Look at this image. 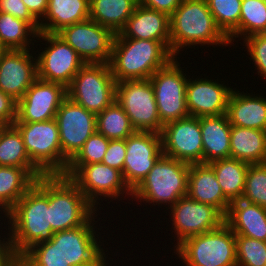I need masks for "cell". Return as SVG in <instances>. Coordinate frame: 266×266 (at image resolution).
I'll return each mask as SVG.
<instances>
[{
    "label": "cell",
    "instance_id": "d590c367",
    "mask_svg": "<svg viewBox=\"0 0 266 266\" xmlns=\"http://www.w3.org/2000/svg\"><path fill=\"white\" fill-rule=\"evenodd\" d=\"M257 33H266V6L264 0H242L239 40Z\"/></svg>",
    "mask_w": 266,
    "mask_h": 266
},
{
    "label": "cell",
    "instance_id": "e0dca14e",
    "mask_svg": "<svg viewBox=\"0 0 266 266\" xmlns=\"http://www.w3.org/2000/svg\"><path fill=\"white\" fill-rule=\"evenodd\" d=\"M123 178L133 191L148 175L162 151V137L156 132L136 131L125 139Z\"/></svg>",
    "mask_w": 266,
    "mask_h": 266
},
{
    "label": "cell",
    "instance_id": "7c38bea8",
    "mask_svg": "<svg viewBox=\"0 0 266 266\" xmlns=\"http://www.w3.org/2000/svg\"><path fill=\"white\" fill-rule=\"evenodd\" d=\"M115 101L124 109L136 131L161 134L163 125L150 79L116 82Z\"/></svg>",
    "mask_w": 266,
    "mask_h": 266
},
{
    "label": "cell",
    "instance_id": "5b68a950",
    "mask_svg": "<svg viewBox=\"0 0 266 266\" xmlns=\"http://www.w3.org/2000/svg\"><path fill=\"white\" fill-rule=\"evenodd\" d=\"M48 208L54 232L82 226L99 212L63 174L48 175Z\"/></svg>",
    "mask_w": 266,
    "mask_h": 266
},
{
    "label": "cell",
    "instance_id": "52a82bcc",
    "mask_svg": "<svg viewBox=\"0 0 266 266\" xmlns=\"http://www.w3.org/2000/svg\"><path fill=\"white\" fill-rule=\"evenodd\" d=\"M115 88L108 63H87L67 87V97L98 115L115 101Z\"/></svg>",
    "mask_w": 266,
    "mask_h": 266
},
{
    "label": "cell",
    "instance_id": "74e56055",
    "mask_svg": "<svg viewBox=\"0 0 266 266\" xmlns=\"http://www.w3.org/2000/svg\"><path fill=\"white\" fill-rule=\"evenodd\" d=\"M241 199L266 208V162L249 164Z\"/></svg>",
    "mask_w": 266,
    "mask_h": 266
},
{
    "label": "cell",
    "instance_id": "9a60e30c",
    "mask_svg": "<svg viewBox=\"0 0 266 266\" xmlns=\"http://www.w3.org/2000/svg\"><path fill=\"white\" fill-rule=\"evenodd\" d=\"M172 233L177 240L176 248L185 239L207 233L219 228L224 223V215L213 205L197 202L188 195L181 197L169 207ZM176 237V238H175Z\"/></svg>",
    "mask_w": 266,
    "mask_h": 266
},
{
    "label": "cell",
    "instance_id": "1f68e13d",
    "mask_svg": "<svg viewBox=\"0 0 266 266\" xmlns=\"http://www.w3.org/2000/svg\"><path fill=\"white\" fill-rule=\"evenodd\" d=\"M0 166L39 169L30 160L21 133L14 125L0 126Z\"/></svg>",
    "mask_w": 266,
    "mask_h": 266
},
{
    "label": "cell",
    "instance_id": "484cf974",
    "mask_svg": "<svg viewBox=\"0 0 266 266\" xmlns=\"http://www.w3.org/2000/svg\"><path fill=\"white\" fill-rule=\"evenodd\" d=\"M203 163L230 157L231 124L226 114L200 117Z\"/></svg>",
    "mask_w": 266,
    "mask_h": 266
},
{
    "label": "cell",
    "instance_id": "ac0fdd59",
    "mask_svg": "<svg viewBox=\"0 0 266 266\" xmlns=\"http://www.w3.org/2000/svg\"><path fill=\"white\" fill-rule=\"evenodd\" d=\"M163 154L189 164L203 163L200 117L188 116L163 126Z\"/></svg>",
    "mask_w": 266,
    "mask_h": 266
},
{
    "label": "cell",
    "instance_id": "f35d334b",
    "mask_svg": "<svg viewBox=\"0 0 266 266\" xmlns=\"http://www.w3.org/2000/svg\"><path fill=\"white\" fill-rule=\"evenodd\" d=\"M237 266H266V241L236 235Z\"/></svg>",
    "mask_w": 266,
    "mask_h": 266
},
{
    "label": "cell",
    "instance_id": "7bdbcfd3",
    "mask_svg": "<svg viewBox=\"0 0 266 266\" xmlns=\"http://www.w3.org/2000/svg\"><path fill=\"white\" fill-rule=\"evenodd\" d=\"M126 157L125 139L110 140L102 163L123 173Z\"/></svg>",
    "mask_w": 266,
    "mask_h": 266
},
{
    "label": "cell",
    "instance_id": "f6af8a7d",
    "mask_svg": "<svg viewBox=\"0 0 266 266\" xmlns=\"http://www.w3.org/2000/svg\"><path fill=\"white\" fill-rule=\"evenodd\" d=\"M6 235L7 237L4 235V238L0 235V266H20L19 256L14 252L10 233L6 232Z\"/></svg>",
    "mask_w": 266,
    "mask_h": 266
},
{
    "label": "cell",
    "instance_id": "2e32d148",
    "mask_svg": "<svg viewBox=\"0 0 266 266\" xmlns=\"http://www.w3.org/2000/svg\"><path fill=\"white\" fill-rule=\"evenodd\" d=\"M87 63H110L115 33L88 19L57 33Z\"/></svg>",
    "mask_w": 266,
    "mask_h": 266
},
{
    "label": "cell",
    "instance_id": "603a6c76",
    "mask_svg": "<svg viewBox=\"0 0 266 266\" xmlns=\"http://www.w3.org/2000/svg\"><path fill=\"white\" fill-rule=\"evenodd\" d=\"M187 195L197 202L213 205L224 216L231 204L224 196L215 172L209 163L190 164Z\"/></svg>",
    "mask_w": 266,
    "mask_h": 266
},
{
    "label": "cell",
    "instance_id": "8d00e7d4",
    "mask_svg": "<svg viewBox=\"0 0 266 266\" xmlns=\"http://www.w3.org/2000/svg\"><path fill=\"white\" fill-rule=\"evenodd\" d=\"M19 261L20 266H70L61 258L59 247L50 238L32 245Z\"/></svg>",
    "mask_w": 266,
    "mask_h": 266
},
{
    "label": "cell",
    "instance_id": "60d3db41",
    "mask_svg": "<svg viewBox=\"0 0 266 266\" xmlns=\"http://www.w3.org/2000/svg\"><path fill=\"white\" fill-rule=\"evenodd\" d=\"M249 59L253 61L260 77L266 79V33H257L243 39Z\"/></svg>",
    "mask_w": 266,
    "mask_h": 266
},
{
    "label": "cell",
    "instance_id": "7402d4cb",
    "mask_svg": "<svg viewBox=\"0 0 266 266\" xmlns=\"http://www.w3.org/2000/svg\"><path fill=\"white\" fill-rule=\"evenodd\" d=\"M124 38L160 41L170 51V16L138 4L125 27Z\"/></svg>",
    "mask_w": 266,
    "mask_h": 266
},
{
    "label": "cell",
    "instance_id": "f546056e",
    "mask_svg": "<svg viewBox=\"0 0 266 266\" xmlns=\"http://www.w3.org/2000/svg\"><path fill=\"white\" fill-rule=\"evenodd\" d=\"M138 5V0H90L89 19L119 33Z\"/></svg>",
    "mask_w": 266,
    "mask_h": 266
},
{
    "label": "cell",
    "instance_id": "30bf717a",
    "mask_svg": "<svg viewBox=\"0 0 266 266\" xmlns=\"http://www.w3.org/2000/svg\"><path fill=\"white\" fill-rule=\"evenodd\" d=\"M172 58L164 67L155 71L149 78L154 90L157 111L161 124L190 116L186 104L187 74L177 61ZM183 70V71H182Z\"/></svg>",
    "mask_w": 266,
    "mask_h": 266
},
{
    "label": "cell",
    "instance_id": "d6a6232c",
    "mask_svg": "<svg viewBox=\"0 0 266 266\" xmlns=\"http://www.w3.org/2000/svg\"><path fill=\"white\" fill-rule=\"evenodd\" d=\"M37 35L38 32L29 23L0 12V41L8 50L35 49L34 43L39 42L35 40Z\"/></svg>",
    "mask_w": 266,
    "mask_h": 266
},
{
    "label": "cell",
    "instance_id": "83f0119b",
    "mask_svg": "<svg viewBox=\"0 0 266 266\" xmlns=\"http://www.w3.org/2000/svg\"><path fill=\"white\" fill-rule=\"evenodd\" d=\"M90 0H48L40 32L57 34L63 28L89 19Z\"/></svg>",
    "mask_w": 266,
    "mask_h": 266
},
{
    "label": "cell",
    "instance_id": "277c9868",
    "mask_svg": "<svg viewBox=\"0 0 266 266\" xmlns=\"http://www.w3.org/2000/svg\"><path fill=\"white\" fill-rule=\"evenodd\" d=\"M189 167V163L162 154L145 179L132 191V199L153 203V206L164 204L169 209L188 194Z\"/></svg>",
    "mask_w": 266,
    "mask_h": 266
},
{
    "label": "cell",
    "instance_id": "7a4b0ae2",
    "mask_svg": "<svg viewBox=\"0 0 266 266\" xmlns=\"http://www.w3.org/2000/svg\"><path fill=\"white\" fill-rule=\"evenodd\" d=\"M228 44L229 39L217 26L206 0H182L170 16V52L174 57L181 55L184 47Z\"/></svg>",
    "mask_w": 266,
    "mask_h": 266
},
{
    "label": "cell",
    "instance_id": "e575fe53",
    "mask_svg": "<svg viewBox=\"0 0 266 266\" xmlns=\"http://www.w3.org/2000/svg\"><path fill=\"white\" fill-rule=\"evenodd\" d=\"M217 26L228 37L230 46L239 38L242 0H206Z\"/></svg>",
    "mask_w": 266,
    "mask_h": 266
},
{
    "label": "cell",
    "instance_id": "7dc6e473",
    "mask_svg": "<svg viewBox=\"0 0 266 266\" xmlns=\"http://www.w3.org/2000/svg\"><path fill=\"white\" fill-rule=\"evenodd\" d=\"M31 14L40 21L47 10L48 0H22Z\"/></svg>",
    "mask_w": 266,
    "mask_h": 266
},
{
    "label": "cell",
    "instance_id": "d6986e66",
    "mask_svg": "<svg viewBox=\"0 0 266 266\" xmlns=\"http://www.w3.org/2000/svg\"><path fill=\"white\" fill-rule=\"evenodd\" d=\"M67 97V88L60 83L37 78L17 102L15 122H44L54 119Z\"/></svg>",
    "mask_w": 266,
    "mask_h": 266
},
{
    "label": "cell",
    "instance_id": "4316f807",
    "mask_svg": "<svg viewBox=\"0 0 266 266\" xmlns=\"http://www.w3.org/2000/svg\"><path fill=\"white\" fill-rule=\"evenodd\" d=\"M43 175L40 169L0 166L1 214L5 216Z\"/></svg>",
    "mask_w": 266,
    "mask_h": 266
},
{
    "label": "cell",
    "instance_id": "cb8c5ba5",
    "mask_svg": "<svg viewBox=\"0 0 266 266\" xmlns=\"http://www.w3.org/2000/svg\"><path fill=\"white\" fill-rule=\"evenodd\" d=\"M233 90L227 103L229 123L233 126L266 131V97Z\"/></svg>",
    "mask_w": 266,
    "mask_h": 266
},
{
    "label": "cell",
    "instance_id": "836d02e7",
    "mask_svg": "<svg viewBox=\"0 0 266 266\" xmlns=\"http://www.w3.org/2000/svg\"><path fill=\"white\" fill-rule=\"evenodd\" d=\"M97 132L109 140L126 139L136 132L124 109L114 101L96 115Z\"/></svg>",
    "mask_w": 266,
    "mask_h": 266
},
{
    "label": "cell",
    "instance_id": "c3c4849f",
    "mask_svg": "<svg viewBox=\"0 0 266 266\" xmlns=\"http://www.w3.org/2000/svg\"><path fill=\"white\" fill-rule=\"evenodd\" d=\"M8 51V49L2 44V42L0 41V59L2 58V56Z\"/></svg>",
    "mask_w": 266,
    "mask_h": 266
},
{
    "label": "cell",
    "instance_id": "3957f363",
    "mask_svg": "<svg viewBox=\"0 0 266 266\" xmlns=\"http://www.w3.org/2000/svg\"><path fill=\"white\" fill-rule=\"evenodd\" d=\"M172 58L160 41L124 38L116 33L109 65L116 82L146 80Z\"/></svg>",
    "mask_w": 266,
    "mask_h": 266
},
{
    "label": "cell",
    "instance_id": "ba28073f",
    "mask_svg": "<svg viewBox=\"0 0 266 266\" xmlns=\"http://www.w3.org/2000/svg\"><path fill=\"white\" fill-rule=\"evenodd\" d=\"M64 176L69 177L83 193L86 199L97 209L100 200L112 202L122 200L128 195L132 197V190L125 183L122 172L103 163L87 165H68ZM122 196V197H121ZM104 198V199H103ZM103 199V200H102Z\"/></svg>",
    "mask_w": 266,
    "mask_h": 266
},
{
    "label": "cell",
    "instance_id": "ffe728a7",
    "mask_svg": "<svg viewBox=\"0 0 266 266\" xmlns=\"http://www.w3.org/2000/svg\"><path fill=\"white\" fill-rule=\"evenodd\" d=\"M33 50L31 53L30 49L8 50L0 59V90L16 102L37 79V59Z\"/></svg>",
    "mask_w": 266,
    "mask_h": 266
},
{
    "label": "cell",
    "instance_id": "6da1fadb",
    "mask_svg": "<svg viewBox=\"0 0 266 266\" xmlns=\"http://www.w3.org/2000/svg\"><path fill=\"white\" fill-rule=\"evenodd\" d=\"M2 217L8 220V232L14 252L19 257L32 245L49 239L54 231L51 228L48 208V175L39 177Z\"/></svg>",
    "mask_w": 266,
    "mask_h": 266
},
{
    "label": "cell",
    "instance_id": "ab89813d",
    "mask_svg": "<svg viewBox=\"0 0 266 266\" xmlns=\"http://www.w3.org/2000/svg\"><path fill=\"white\" fill-rule=\"evenodd\" d=\"M109 142V139L96 131L86 140L83 147L69 161L68 165L102 163Z\"/></svg>",
    "mask_w": 266,
    "mask_h": 266
},
{
    "label": "cell",
    "instance_id": "ee69618b",
    "mask_svg": "<svg viewBox=\"0 0 266 266\" xmlns=\"http://www.w3.org/2000/svg\"><path fill=\"white\" fill-rule=\"evenodd\" d=\"M17 102L0 90V126L13 125L16 120Z\"/></svg>",
    "mask_w": 266,
    "mask_h": 266
},
{
    "label": "cell",
    "instance_id": "44dd1931",
    "mask_svg": "<svg viewBox=\"0 0 266 266\" xmlns=\"http://www.w3.org/2000/svg\"><path fill=\"white\" fill-rule=\"evenodd\" d=\"M190 78L186 84V104L190 116H219L226 114L232 87L214 79Z\"/></svg>",
    "mask_w": 266,
    "mask_h": 266
},
{
    "label": "cell",
    "instance_id": "8992f818",
    "mask_svg": "<svg viewBox=\"0 0 266 266\" xmlns=\"http://www.w3.org/2000/svg\"><path fill=\"white\" fill-rule=\"evenodd\" d=\"M174 254L184 266H237L236 235L223 223L213 231L185 239Z\"/></svg>",
    "mask_w": 266,
    "mask_h": 266
},
{
    "label": "cell",
    "instance_id": "4dcf8cb0",
    "mask_svg": "<svg viewBox=\"0 0 266 266\" xmlns=\"http://www.w3.org/2000/svg\"><path fill=\"white\" fill-rule=\"evenodd\" d=\"M209 164L215 172L224 196L230 202L240 200L245 187L249 163L229 157L215 160Z\"/></svg>",
    "mask_w": 266,
    "mask_h": 266
},
{
    "label": "cell",
    "instance_id": "f1b7e54d",
    "mask_svg": "<svg viewBox=\"0 0 266 266\" xmlns=\"http://www.w3.org/2000/svg\"><path fill=\"white\" fill-rule=\"evenodd\" d=\"M230 157L249 164L265 163V131L231 125Z\"/></svg>",
    "mask_w": 266,
    "mask_h": 266
},
{
    "label": "cell",
    "instance_id": "bcb514c9",
    "mask_svg": "<svg viewBox=\"0 0 266 266\" xmlns=\"http://www.w3.org/2000/svg\"><path fill=\"white\" fill-rule=\"evenodd\" d=\"M182 0H138V4L171 16Z\"/></svg>",
    "mask_w": 266,
    "mask_h": 266
},
{
    "label": "cell",
    "instance_id": "8fae6325",
    "mask_svg": "<svg viewBox=\"0 0 266 266\" xmlns=\"http://www.w3.org/2000/svg\"><path fill=\"white\" fill-rule=\"evenodd\" d=\"M97 215L98 214L96 213L82 226L54 232L50 237V239L59 247L61 258L70 266L109 265L108 262L110 261H107L106 259L109 254L106 253V255L104 252L105 250L101 247L104 246L101 244V239H104V237H98L101 233L98 232L97 229L95 230L97 227L94 224L97 223V221H95V219L98 218Z\"/></svg>",
    "mask_w": 266,
    "mask_h": 266
},
{
    "label": "cell",
    "instance_id": "5bb4252c",
    "mask_svg": "<svg viewBox=\"0 0 266 266\" xmlns=\"http://www.w3.org/2000/svg\"><path fill=\"white\" fill-rule=\"evenodd\" d=\"M55 119L59 128L62 174H64L69 161L83 147L86 140L97 131L96 115L66 97Z\"/></svg>",
    "mask_w": 266,
    "mask_h": 266
},
{
    "label": "cell",
    "instance_id": "9c48e42d",
    "mask_svg": "<svg viewBox=\"0 0 266 266\" xmlns=\"http://www.w3.org/2000/svg\"><path fill=\"white\" fill-rule=\"evenodd\" d=\"M21 133L30 160L45 174H62V149L56 119L44 122H14Z\"/></svg>",
    "mask_w": 266,
    "mask_h": 266
},
{
    "label": "cell",
    "instance_id": "d4e9b609",
    "mask_svg": "<svg viewBox=\"0 0 266 266\" xmlns=\"http://www.w3.org/2000/svg\"><path fill=\"white\" fill-rule=\"evenodd\" d=\"M224 223L235 235L266 241V208L242 199L231 202Z\"/></svg>",
    "mask_w": 266,
    "mask_h": 266
},
{
    "label": "cell",
    "instance_id": "4fadbf2b",
    "mask_svg": "<svg viewBox=\"0 0 266 266\" xmlns=\"http://www.w3.org/2000/svg\"><path fill=\"white\" fill-rule=\"evenodd\" d=\"M37 40L47 43L42 52H38L37 78L63 84L66 88L73 77L86 64L77 52L57 34L40 32Z\"/></svg>",
    "mask_w": 266,
    "mask_h": 266
},
{
    "label": "cell",
    "instance_id": "b9f144b4",
    "mask_svg": "<svg viewBox=\"0 0 266 266\" xmlns=\"http://www.w3.org/2000/svg\"><path fill=\"white\" fill-rule=\"evenodd\" d=\"M0 12L24 20L40 33V22L31 14L22 0H0Z\"/></svg>",
    "mask_w": 266,
    "mask_h": 266
}]
</instances>
